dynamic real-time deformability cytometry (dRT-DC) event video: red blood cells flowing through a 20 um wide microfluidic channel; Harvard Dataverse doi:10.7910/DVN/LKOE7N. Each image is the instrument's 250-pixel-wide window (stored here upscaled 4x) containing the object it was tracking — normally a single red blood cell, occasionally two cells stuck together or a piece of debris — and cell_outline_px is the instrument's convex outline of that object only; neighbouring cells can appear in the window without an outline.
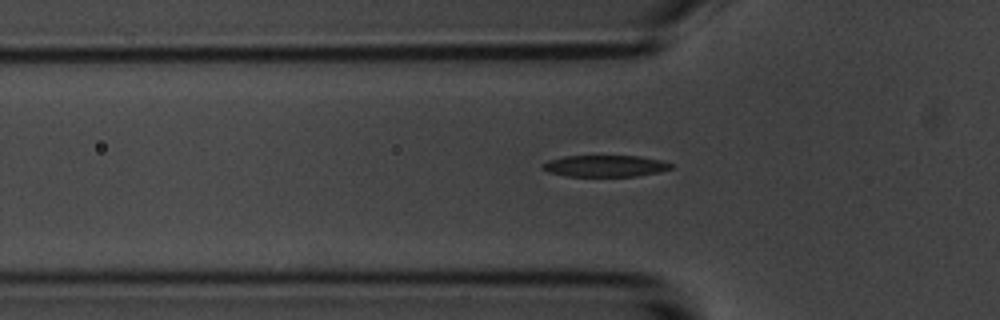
{"species": "common noctule bat (a hibernating species)", "species_latin": "Nyctalus noctula", "temperature_condition": "room temperature", "stored_images_in_passage": 36, "camera_frame_rate_fps": 3000, "um_per_image_px": 0.085, "animal": {"sex": "male", "body_mass_g": 20.1, "forearm_length_mm": 53.5}, "frame": {"image": 1, "passage_image": 3, "time_ms": 0.667, "image_size_px": [1000, 320], "cell_outline_px": [[672, 168], [660, 172], [636, 176], [568, 176], [548, 172], [540, 168], [548, 160], [564, 156], [640, 156], [660, 160], [672, 164]], "centroid_in_image_um": [51.43, 14.11], "position_along_channel_um": 74.4, "area_um2": 16.07}}
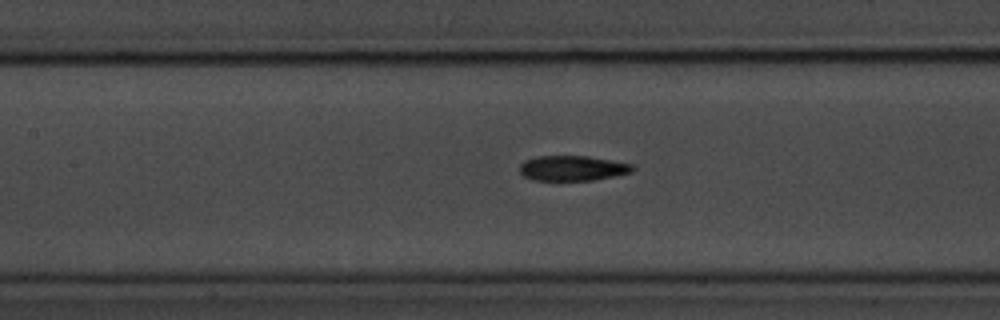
{"frame": {"image": 2, "passage_image": 10, "time_ms": 3.0, "image_size_px": [1000, 320], "cell_outline_px": [[636, 168], [632, 172], [592, 180], [532, 180], [524, 176], [520, 172], [520, 164], [524, 160], [540, 156], [588, 156], [632, 164]], "centroid_in_image_um": [48.65, 14.29], "position_along_channel_um": 158.8, "area_um2": 16.42}}
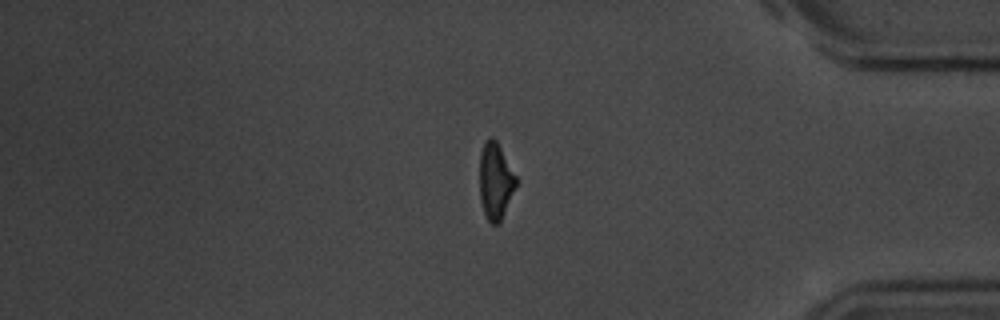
{"frame": {"image": 3, "passage_image": 32, "time_ms": 10.333, "image_size_px": [1000, 320], "cell_outline_px": [[516, 188], [500, 224], [492, 224], [488, 220], [484, 212], [480, 200], [480, 152], [484, 144], [492, 136], [496, 140], [516, 176]], "centroid_in_image_um": [42.12, 15.44], "position_along_channel_um": 393.1, "area_um2": 16.18}}